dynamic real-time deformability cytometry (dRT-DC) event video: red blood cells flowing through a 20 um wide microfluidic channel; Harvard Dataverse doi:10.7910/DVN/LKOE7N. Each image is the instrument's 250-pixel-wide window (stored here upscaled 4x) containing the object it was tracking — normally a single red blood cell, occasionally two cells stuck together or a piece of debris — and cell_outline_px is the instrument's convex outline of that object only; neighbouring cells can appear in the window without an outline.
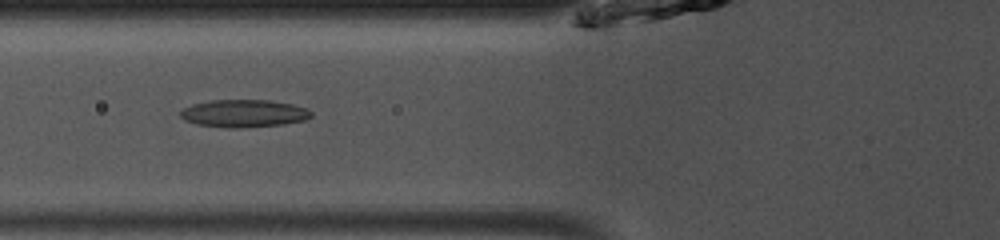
{"species": "common noctule bat (a hibernating species)", "species_latin": "Nyctalus noctula", "temperature_condition": "room temperature", "stored_images_in_passage": 35, "camera_frame_rate_fps": 3000, "um_per_image_px": 0.085, "animal": {"sex": "male", "body_mass_g": 13.0, "forearm_length_mm": 53.1}, "frame": {"image": 1, "passage_image": 5, "time_ms": 1.333, "image_size_px": [1000, 240], "cell_outline_px": [[312, 116], [304, 120], [284, 124], [244, 128], [232, 128], [196, 124], [184, 120], [180, 116], [180, 112], [184, 108], [192, 104], [212, 100], [268, 100], [292, 104], [308, 108], [312, 112]], "centroid_in_image_um": [20.74, 9.64], "position_along_channel_um": 105.1, "area_um2": 21.1}}
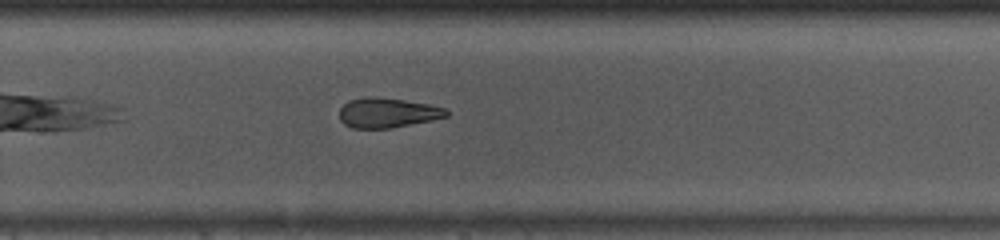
{"frame": {"image": 2, "passage_image": 19, "time_ms": 6.0, "image_size_px": [1000, 240], "cell_outline_px": [[448, 116], [432, 120], [392, 128], [352, 128], [344, 124], [340, 120], [340, 108], [348, 100], [364, 96], [372, 96], [404, 100], [428, 104], [448, 108]], "centroid_in_image_um": [32.93, 9.58], "position_along_channel_um": 296.9, "area_um2": 18.73}}
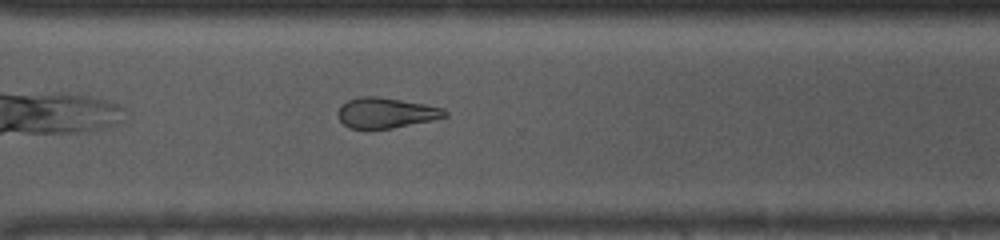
{"frame": {"image": 3, "passage_image": 22, "time_ms": 7.0, "image_size_px": [1000, 240], "cell_outline_px": [[448, 116], [432, 120], [392, 128], [348, 128], [340, 120], [336, 112], [348, 100], [360, 96], [376, 96], [424, 104], [444, 108], [448, 112]], "centroid_in_image_um": [32.82, 9.59], "position_along_channel_um": 337.8, "area_um2": 18.73}, "authors_computed_cell_mechanics": {"area_um2": 20.1722, "velocity_mm_per_s": 4.0994, "shape_relaxation_time_tau1_ms": null, "shape_relaxation_time_tau2_ms": 3.5728, "deformation_change_tau1": null, "deformation_change_tau2": 0.1287}}